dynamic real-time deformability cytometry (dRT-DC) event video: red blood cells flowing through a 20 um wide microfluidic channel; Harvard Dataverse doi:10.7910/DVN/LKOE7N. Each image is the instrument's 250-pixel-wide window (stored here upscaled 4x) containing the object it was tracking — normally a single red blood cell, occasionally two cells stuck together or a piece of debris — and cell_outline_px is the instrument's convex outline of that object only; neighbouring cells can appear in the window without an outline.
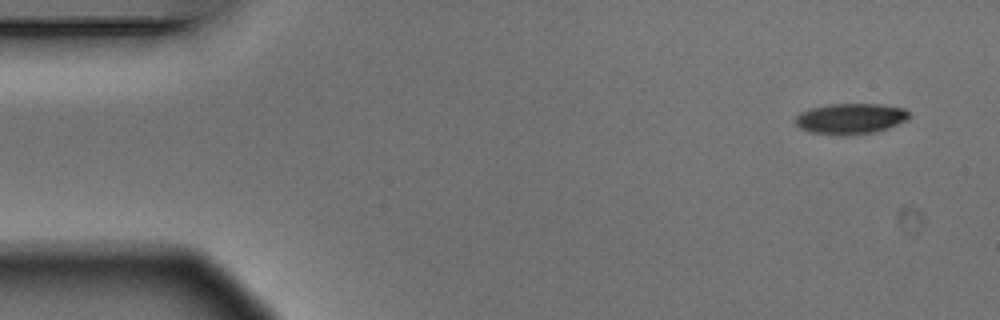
{"species": "Egyptian fruit bat (a non-hibernating species)", "species_latin": "Rousettus aegyptiacus", "temperature_condition": "warm", "stored_images_in_passage": 7, "camera_frame_rate_fps": 3000, "um_per_image_px": 0.085, "animal": {"sex": "male"}, "frame": {"image": 1, "passage_image": 1, "time_ms": 0.0, "image_size_px": [1000, 320], "cell_outline_px": [[912, 116], [908, 120], [888, 128], [872, 132], [844, 136], [808, 132], [800, 128], [796, 124], [796, 116], [800, 112], [812, 108], [828, 104], [880, 104], [904, 108]], "centroid_in_image_um": [72.31, 10.09], "position_along_channel_um": 12.7, "area_um2": 20.46}}
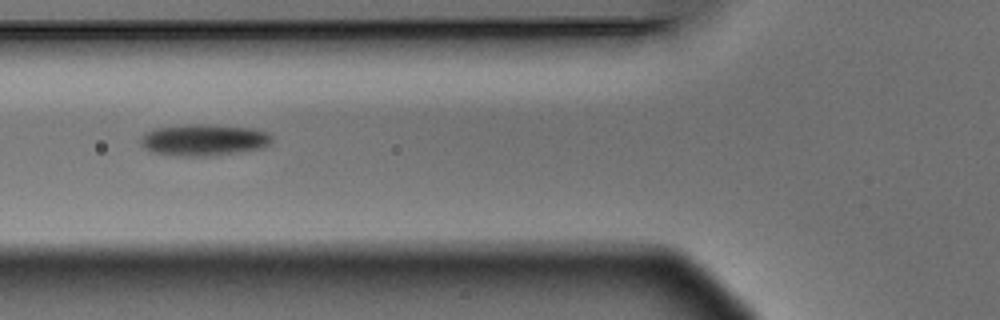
{"frame": {"image": 2, "passage_image": 6, "time_ms": 1.667, "image_size_px": [1000, 320], "cell_outline_px": [[272, 140], [264, 148], [208, 156], [168, 156], [152, 152], [144, 148], [140, 144], [140, 136], [144, 132], [156, 128], [188, 124], [208, 124], [252, 128], [268, 132], [272, 136]], "centroid_in_image_um": [17.28, 11.9], "position_along_channel_um": 108.5, "area_um2": 24.45}}
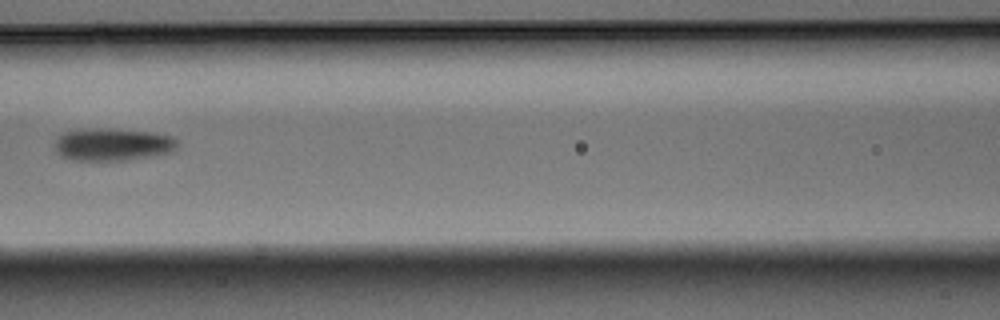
{"frame": {"image": 3, "passage_image": 7, "time_ms": 2.0, "image_size_px": [1000, 320], "cell_outline_px": [[180, 144], [172, 152], [124, 160], [72, 160], [60, 156], [56, 152], [56, 136], [64, 132], [80, 128], [108, 128], [152, 132], [172, 136]], "centroid_in_image_um": [9.55, 12.26], "position_along_channel_um": 157.1, "area_um2": 23.47}}